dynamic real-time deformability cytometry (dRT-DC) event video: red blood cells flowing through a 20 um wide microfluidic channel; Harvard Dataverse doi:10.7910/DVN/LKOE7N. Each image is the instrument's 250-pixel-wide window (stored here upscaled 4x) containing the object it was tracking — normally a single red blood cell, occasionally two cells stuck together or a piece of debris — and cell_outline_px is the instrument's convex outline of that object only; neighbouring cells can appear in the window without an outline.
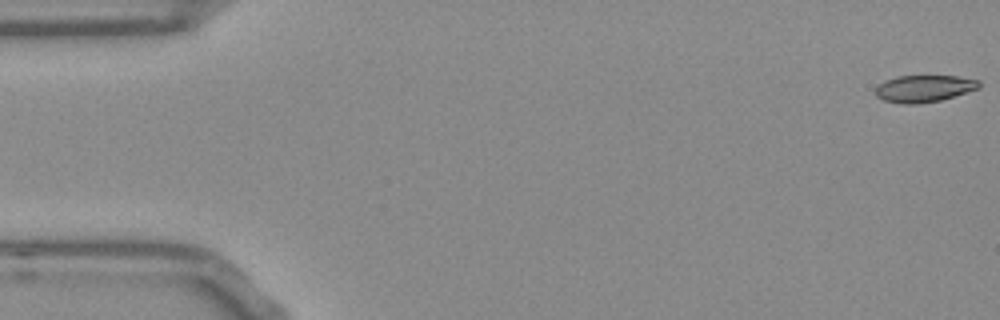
{"species": "Egyptian fruit bat (a non-hibernating species)", "species_latin": "Rousettus aegyptiacus", "temperature_condition": "room temperature", "stored_images_in_passage": 53, "camera_frame_rate_fps": 3000, "um_per_image_px": 0.085, "frame": {"image": 1, "passage_image": 1, "time_ms": 0.0, "image_size_px": [1000, 320], "cell_outline_px": [[980, 88], [940, 100], [916, 104], [904, 104], [884, 100], [876, 96], [876, 88], [884, 80], [896, 76], [956, 76], [980, 80]], "centroid_in_image_um": [78.55, 7.52], "position_along_channel_um": 6.5, "area_um2": 16.18}}
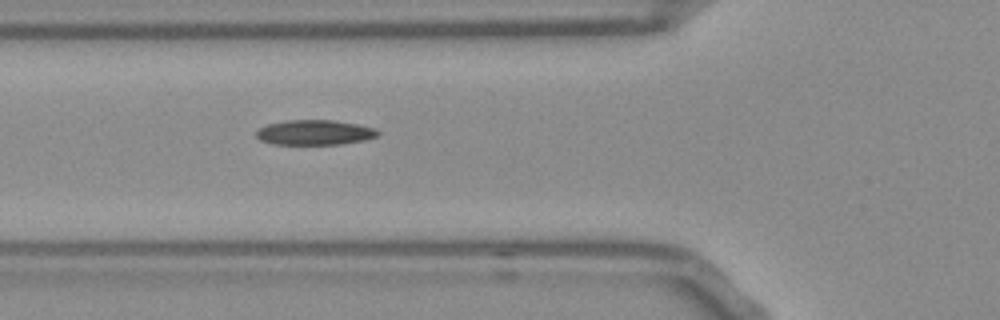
{"frame": {"image": 2, "passage_image": 19, "time_ms": 6.0, "image_size_px": [1000, 320], "cell_outline_px": [[380, 132], [376, 136], [364, 140], [340, 144], [272, 144], [260, 140], [256, 136], [256, 132], [260, 128], [268, 124], [288, 120], [332, 120], [356, 124], [376, 128]], "centroid_in_image_um": [26.74, 11.26], "position_along_channel_um": 99.1, "area_um2": 17.57}}
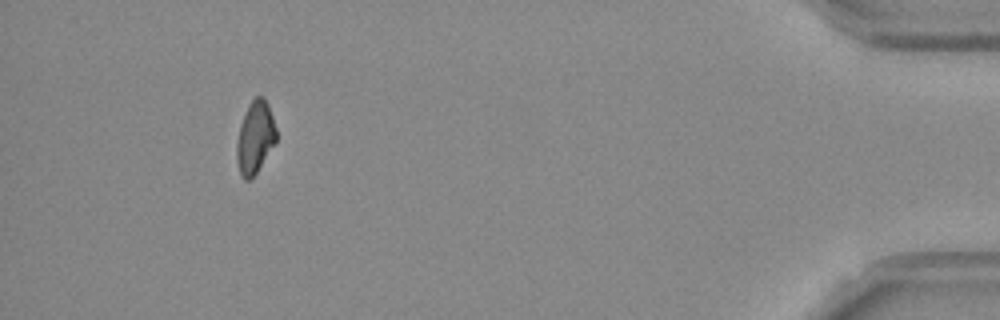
{"frame": {"image": 3, "passage_image": 49, "time_ms": 16.0, "image_size_px": [1000, 320], "cell_outline_px": [[276, 140], [256, 172], [248, 180], [244, 180], [240, 176], [236, 160], [236, 144], [240, 124], [248, 104], [256, 96], [264, 96], [268, 104], [276, 128]], "centroid_in_image_um": [21.65, 11.66], "position_along_channel_um": 413.5, "area_um2": 16.53}}